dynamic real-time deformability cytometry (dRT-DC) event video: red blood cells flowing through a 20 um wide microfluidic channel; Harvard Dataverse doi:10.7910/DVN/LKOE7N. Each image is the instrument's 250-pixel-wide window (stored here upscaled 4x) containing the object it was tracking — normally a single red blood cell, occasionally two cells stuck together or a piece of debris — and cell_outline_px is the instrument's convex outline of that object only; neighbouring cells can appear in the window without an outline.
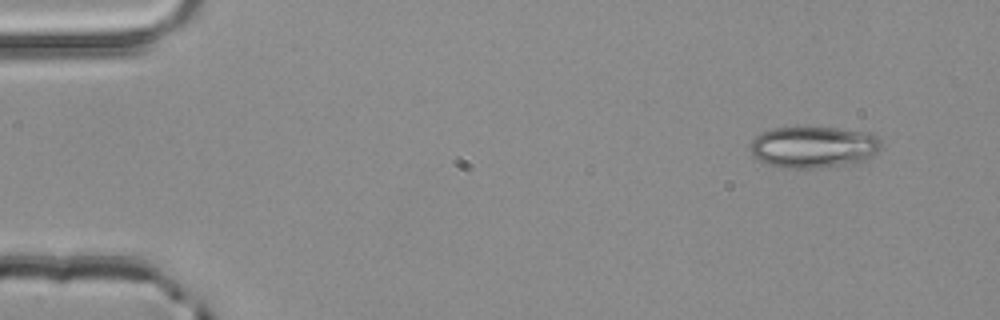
{"species": "common noctule bat (a hibernating species)", "species_latin": "Nyctalus noctula", "temperature_condition": "room temperature", "stored_images_in_passage": 3, "camera_frame_rate_fps": 3000, "um_per_image_px": 0.085, "animal": {"sex": "male", "body_mass_g": 20.4}, "frame": {"image": 1, "passage_image": 1, "time_ms": 0.0, "image_size_px": [1000, 320], "cell_outline_px": [[880, 148], [872, 156], [864, 160], [852, 164], [820, 168], [780, 168], [756, 160], [752, 156], [748, 148], [752, 140], [760, 132], [772, 128], [800, 124], [836, 128], [868, 132], [876, 136], [880, 140]], "centroid_in_image_um": [69.07, 12.47], "position_along_channel_um": 15.9, "area_um2": 32.95}}